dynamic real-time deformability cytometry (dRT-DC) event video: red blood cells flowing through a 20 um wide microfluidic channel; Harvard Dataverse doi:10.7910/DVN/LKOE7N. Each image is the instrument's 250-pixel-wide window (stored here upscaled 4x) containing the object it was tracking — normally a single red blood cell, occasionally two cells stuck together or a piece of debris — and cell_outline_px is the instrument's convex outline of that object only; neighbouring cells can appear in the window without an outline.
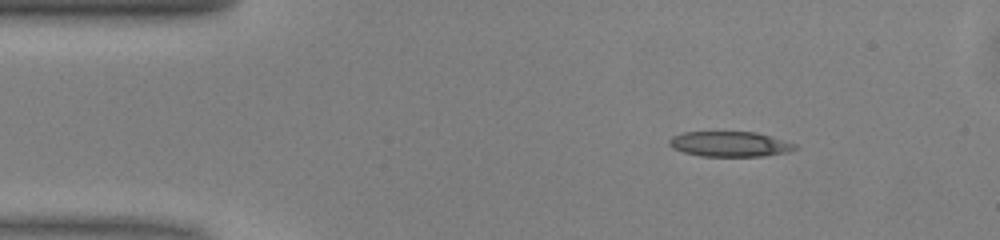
{"species": "common noctule bat (a hibernating species)", "species_latin": "Nyctalus noctula", "temperature_condition": "warm", "stored_images_in_passage": 44, "camera_frame_rate_fps": 3000, "um_per_image_px": 0.085, "animal": {"sex": "male", "body_mass_g": 13.0, "forearm_length_mm": 53.1}, "frame": {"image": 1, "passage_image": 1, "time_ms": 0.0, "image_size_px": [1000, 240], "cell_outline_px": [[800, 148], [788, 152], [764, 156], [700, 156], [684, 152], [672, 148], [668, 144], [668, 140], [672, 136], [684, 132], [756, 132], [772, 136], [796, 144]], "centroid_in_image_um": [62.05, 12.24], "position_along_channel_um": 22.9, "area_um2": 18.61}}
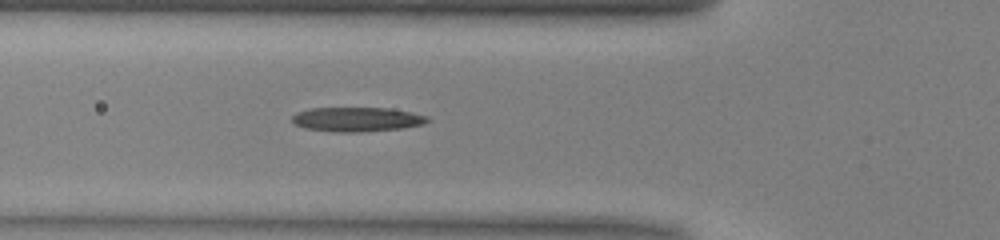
{"frame": {"image": 2, "passage_image": 11, "time_ms": 3.333, "image_size_px": [1000, 240], "cell_outline_px": [[432, 120], [424, 124], [400, 128], [360, 132], [332, 132], [304, 128], [296, 124], [292, 120], [292, 116], [296, 112], [308, 108], [388, 108], [412, 112], [428, 116]], "centroid_in_image_um": [30.34, 10.14], "position_along_channel_um": 95.5, "area_um2": 19.36}}
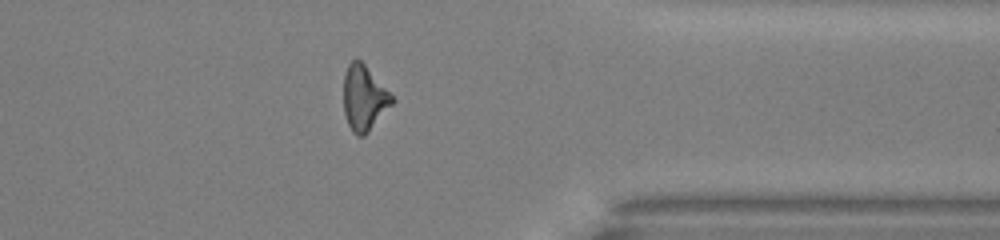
{"frame": {"image": 3, "passage_image": 33, "time_ms": 10.667, "image_size_px": [1000, 240], "cell_outline_px": [[396, 100], [368, 132], [364, 136], [356, 136], [352, 132], [348, 124], [344, 112], [344, 72], [348, 64], [356, 56], [364, 64]], "centroid_in_image_um": [30.93, 8.33], "position_along_channel_um": 380.5, "area_um2": 18.32}, "authors_computed_cell_mechanics": {"area_um2": 18.6694, "velocity_mm_per_s": 4.0879, "shape_relaxation_time_tau1_ms": 10.4465, "shape_relaxation_time_tau2_ms": 7.0978, "deformation_change_tau1": 0.264, "deformation_change_tau2": 0.2314}}